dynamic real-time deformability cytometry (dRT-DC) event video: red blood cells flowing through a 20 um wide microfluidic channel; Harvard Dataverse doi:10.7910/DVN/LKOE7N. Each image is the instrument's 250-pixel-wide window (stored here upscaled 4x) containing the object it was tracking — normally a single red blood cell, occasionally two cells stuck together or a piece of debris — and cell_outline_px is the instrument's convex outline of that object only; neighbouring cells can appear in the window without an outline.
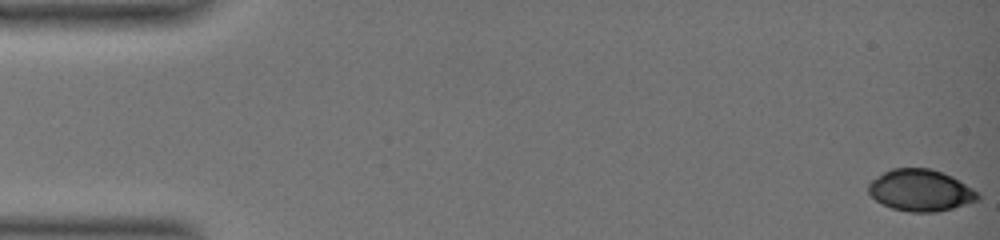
{"species": "common noctule bat (a hibernating species)", "species_latin": "Nyctalus noctula", "temperature_condition": "warm", "stored_images_in_passage": 54, "camera_frame_rate_fps": 3000, "um_per_image_px": 0.085, "animal": {"sex": "female", "body_mass_g": 19.0, "forearm_length_mm": 51.5}, "frame": {"image": 1, "passage_image": 1, "time_ms": 0.0, "image_size_px": [1000, 240], "cell_outline_px": [[980, 200], [952, 208], [936, 212], [908, 212], [892, 208], [876, 200], [868, 192], [868, 184], [872, 180], [884, 172], [892, 168], [932, 168], [952, 176], [980, 192]], "centroid_in_image_um": [78.28, 16.17], "position_along_channel_um": 6.7, "area_um2": 26.65}}
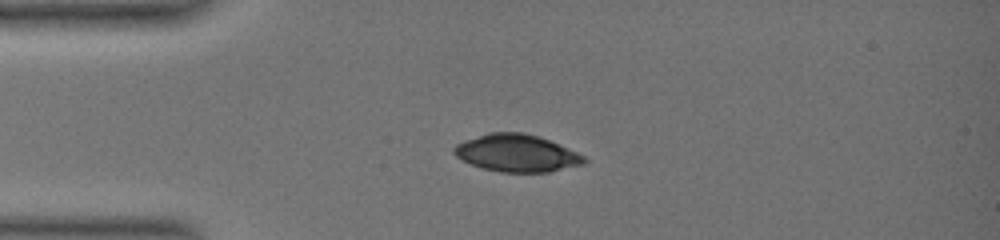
{"frame": {"image": 2, "passage_image": 15, "time_ms": 4.667, "image_size_px": [1000, 240], "cell_outline_px": [[588, 160], [584, 164], [548, 172], [500, 172], [484, 168], [472, 164], [456, 156], [452, 152], [452, 148], [456, 144], [464, 140], [488, 132], [524, 132], [540, 136], [576, 152], [584, 156]], "centroid_in_image_um": [43.91, 13.0], "position_along_channel_um": 41.1, "area_um2": 28.26}}
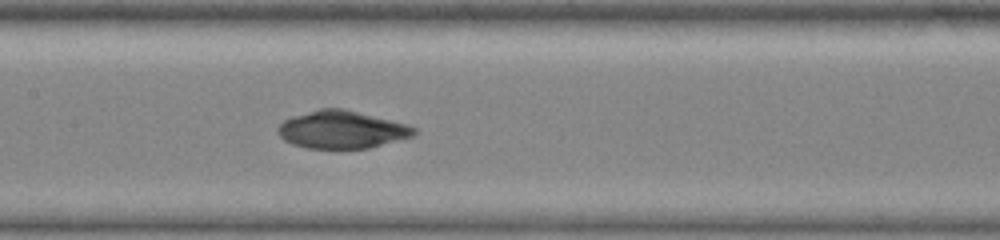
{"frame": {"image": 3, "passage_image": 29, "time_ms": 9.333, "image_size_px": [1000, 240], "cell_outline_px": [[416, 136], [368, 148], [304, 148], [292, 144], [284, 140], [276, 132], [276, 128], [284, 120], [292, 116], [320, 108], [344, 108], [408, 124], [416, 128]], "centroid_in_image_um": [29.06, 11.01], "position_along_channel_um": 178.3, "area_um2": 30.11}}